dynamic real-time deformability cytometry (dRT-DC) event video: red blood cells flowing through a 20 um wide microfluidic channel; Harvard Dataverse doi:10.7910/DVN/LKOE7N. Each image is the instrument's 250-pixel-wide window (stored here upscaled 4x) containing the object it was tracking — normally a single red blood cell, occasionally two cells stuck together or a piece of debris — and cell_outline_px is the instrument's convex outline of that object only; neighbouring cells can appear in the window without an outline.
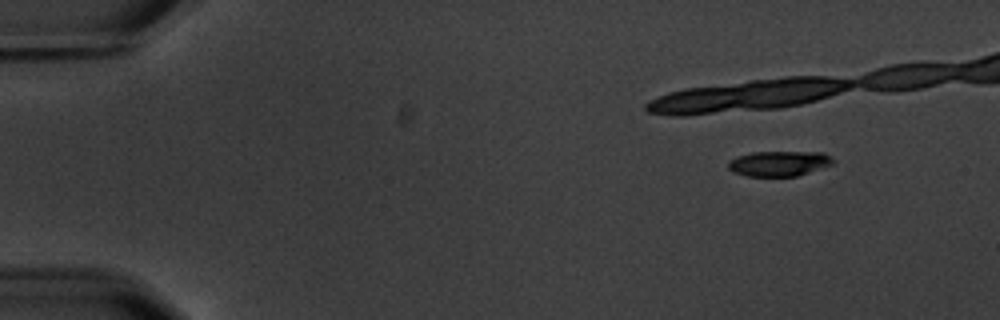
{"species": "common noctule bat (a hibernating species)", "species_latin": "Nyctalus noctula", "temperature_condition": "warm", "stored_images_in_passage": 7, "camera_frame_rate_fps": 3000, "um_per_image_px": 0.085, "animal": {"sex": "male", "body_mass_g": 20.1, "forearm_length_mm": 53.5}, "frame": {"image": 1, "passage_image": 1, "time_ms": 0.0, "image_size_px": [1000, 320], "cell_outline_px": [[836, 164], [796, 176], [748, 176], [732, 172], [728, 168], [728, 160], [736, 156], [752, 152], [824, 152], [832, 156], [836, 160]], "centroid_in_image_um": [66.26, 13.89], "position_along_channel_um": 18.7, "area_um2": 15.72}}